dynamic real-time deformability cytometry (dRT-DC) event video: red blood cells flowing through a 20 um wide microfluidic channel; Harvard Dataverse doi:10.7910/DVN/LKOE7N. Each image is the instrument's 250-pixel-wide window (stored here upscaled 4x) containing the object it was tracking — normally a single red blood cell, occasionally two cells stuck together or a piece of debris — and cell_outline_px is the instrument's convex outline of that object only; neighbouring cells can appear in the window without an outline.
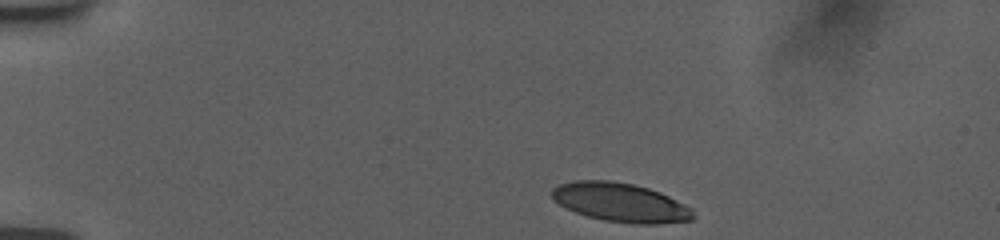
{"species": "human", "species_latin": "Homo sapiens", "temperature_condition": "room temperature", "stored_images_in_passage": 45, "camera_frame_rate_fps": 3000, "um_per_image_px": 0.085, "donor": {"sex": "female"}, "frame": {"image": 1, "passage_image": 1, "time_ms": 0.0, "image_size_px": [1000, 240], "cell_outline_px": [[696, 216], [692, 220], [656, 224], [636, 224], [604, 220], [588, 216], [576, 212], [552, 200], [552, 188], [560, 184], [576, 180], [608, 180], [632, 184], [648, 188], [660, 192], [692, 208]], "centroid_in_image_um": [52.76, 17.21], "position_along_channel_um": 32.2, "area_um2": 31.91}}
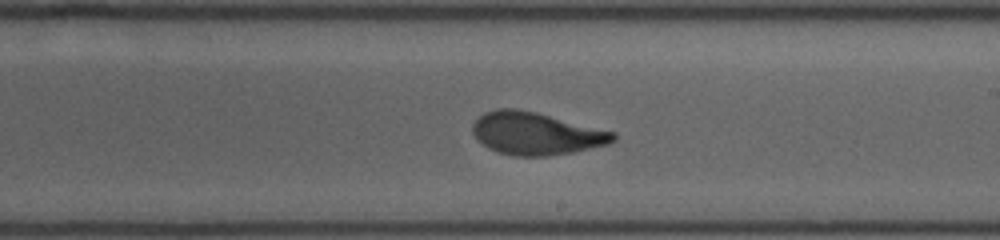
{"frame": {"image": 2, "passage_image": 24, "time_ms": 7.667, "image_size_px": [1000, 240], "cell_outline_px": [[616, 140], [608, 144], [572, 152], [548, 156], [512, 156], [496, 152], [488, 148], [476, 140], [472, 132], [472, 124], [484, 112], [496, 108], [516, 108], [536, 112], [616, 132]], "centroid_in_image_um": [45.53, 11.35], "position_along_channel_um": 243.5, "area_um2": 35.08}}
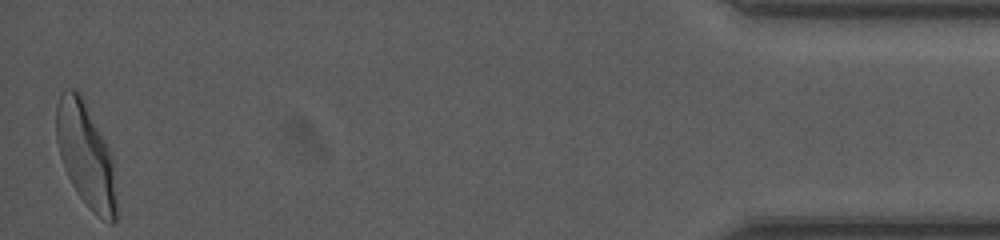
{"frame": {"image": 3, "passage_image": 45, "time_ms": 14.667, "image_size_px": [1000, 240], "cell_outline_px": [[116, 220], [112, 224], [108, 224], [92, 212], [80, 196], [72, 184], [68, 176], [60, 156], [56, 140], [56, 104], [60, 92], [64, 88], [76, 88], [80, 92], [112, 156], [116, 200]], "centroid_in_image_um": [7.27, 13.16], "position_along_channel_um": 427.9, "area_um2": 36.36}, "authors_computed_cell_mechanics": {"area_um2": 34.5066, "velocity_mm_per_s": 3.7568, "shape_relaxation_time_tau1_ms": 3.6368, "shape_relaxation_time_tau2_ms": 1.2411, "deformation_change_tau1": 0.2087, "deformation_change_tau2": 0.0816}}